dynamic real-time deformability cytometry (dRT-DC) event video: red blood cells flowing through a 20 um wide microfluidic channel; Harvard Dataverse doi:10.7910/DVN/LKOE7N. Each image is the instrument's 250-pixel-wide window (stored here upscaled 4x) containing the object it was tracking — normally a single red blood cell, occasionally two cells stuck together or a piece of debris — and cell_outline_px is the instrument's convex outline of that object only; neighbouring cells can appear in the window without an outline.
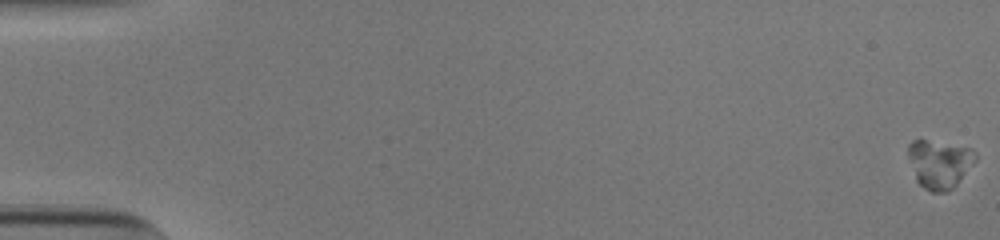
{"species": "human", "species_latin": "Homo sapiens", "temperature_condition": "cold", "stored_images_in_passage": 49, "camera_frame_rate_fps": 3000, "um_per_image_px": 0.085, "donor": {"sex": "male"}, "frame": {"image": 1, "passage_image": 1, "time_ms": 0.0, "image_size_px": [1000, 240], "cell_outline_px": [[976, 160], [956, 184], [952, 188], [944, 192], [932, 192], [924, 188], [916, 180], [908, 156], [908, 144], [912, 140], [924, 140], [972, 148], [976, 152]], "centroid_in_image_um": [79.84, 13.92], "position_along_channel_um": 5.2, "area_um2": 18.67}}
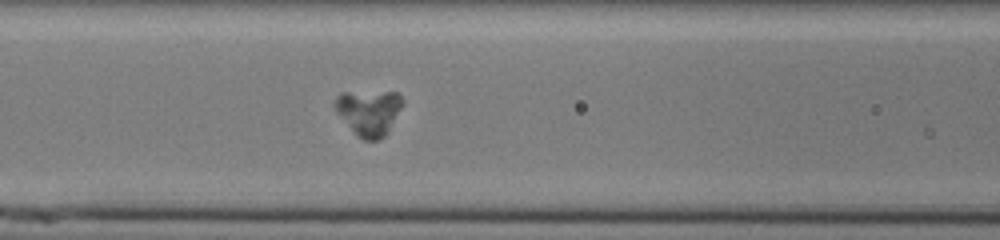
{"frame": {"image": 2, "passage_image": 26, "time_ms": 8.333, "image_size_px": [1000, 240], "cell_outline_px": [[404, 104], [388, 132], [384, 136], [376, 140], [364, 140], [356, 136], [336, 112], [332, 104], [336, 96], [340, 92], [396, 92], [404, 100]], "centroid_in_image_um": [31.33, 9.54], "position_along_channel_um": 135.3, "area_um2": 18.26}}
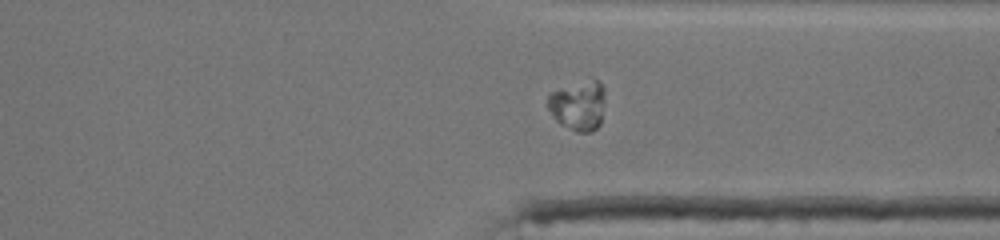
{"frame": {"image": 3, "passage_image": 44, "time_ms": 14.333, "image_size_px": [1000, 240], "cell_outline_px": [[604, 104], [600, 124], [592, 132], [576, 132], [560, 124], [552, 116], [548, 108], [548, 96], [552, 92], [592, 76], [604, 88]], "centroid_in_image_um": [49.17, 8.95], "position_along_channel_um": 362.2, "area_um2": 16.82}}